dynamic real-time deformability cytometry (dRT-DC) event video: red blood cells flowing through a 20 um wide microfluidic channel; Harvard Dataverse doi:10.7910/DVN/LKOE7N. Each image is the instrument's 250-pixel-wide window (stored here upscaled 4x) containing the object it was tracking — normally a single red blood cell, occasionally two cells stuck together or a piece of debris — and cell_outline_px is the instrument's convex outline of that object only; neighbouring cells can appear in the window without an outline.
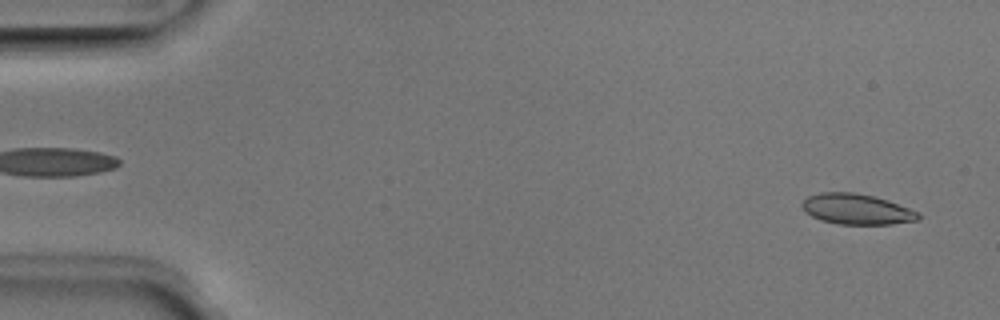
{"species": "Egyptian fruit bat (a non-hibernating species)", "species_latin": "Rousettus aegyptiacus", "temperature_condition": "room temperature", "stored_images_in_passage": 51, "segment_of_instrument_passage": [1, 2], "camera_frame_rate_fps": 3000, "um_per_image_px": 0.085, "animal": {"sex": "male"}, "frame": {"image": 1, "passage_image": 2, "time_ms": 0.333, "image_size_px": [1000, 320], "cell_outline_px": [[920, 220], [892, 224], [840, 224], [820, 220], [812, 216], [800, 204], [808, 196], [820, 192], [852, 192], [872, 196], [888, 200], [920, 212]], "centroid_in_image_um": [72.85, 17.78], "position_along_channel_um": 12.1, "area_um2": 20.63}}
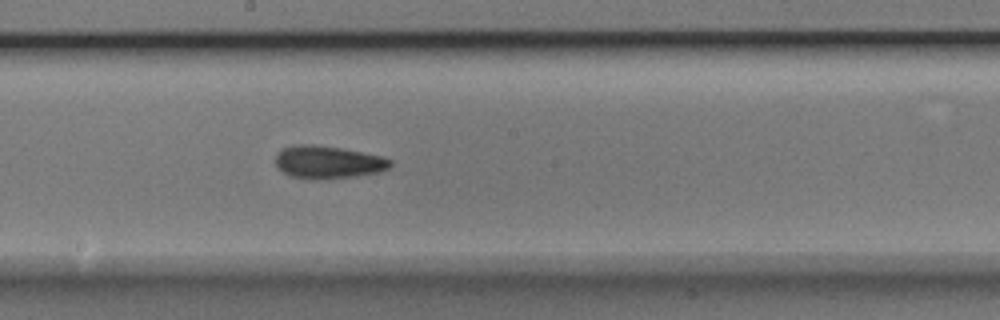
{"frame": {"image": 2, "passage_image": 27, "time_ms": 8.667, "image_size_px": [1000, 320], "cell_outline_px": [[392, 164], [388, 168], [380, 172], [356, 176], [320, 180], [292, 176], [276, 168], [276, 152], [280, 148], [296, 144], [312, 144], [340, 148], [384, 156], [392, 160]], "centroid_in_image_um": [27.87, 13.78], "position_along_channel_um": 220.3, "area_um2": 22.14}}
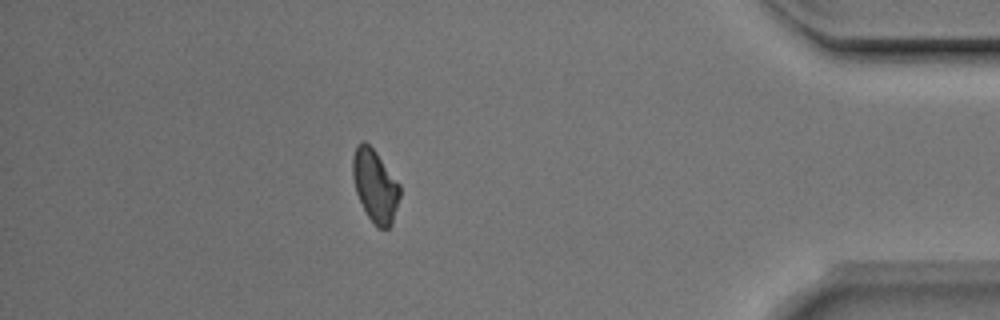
{"frame": {"image": 3, "passage_image": 44, "time_ms": 14.333, "image_size_px": [1000, 320], "cell_outline_px": [[400, 196], [392, 224], [388, 228], [376, 228], [368, 216], [356, 192], [352, 176], [352, 156], [356, 144], [360, 140], [364, 140], [376, 152], [400, 184]], "centroid_in_image_um": [31.87, 15.77], "position_along_channel_um": 403.3, "area_um2": 20.0}}